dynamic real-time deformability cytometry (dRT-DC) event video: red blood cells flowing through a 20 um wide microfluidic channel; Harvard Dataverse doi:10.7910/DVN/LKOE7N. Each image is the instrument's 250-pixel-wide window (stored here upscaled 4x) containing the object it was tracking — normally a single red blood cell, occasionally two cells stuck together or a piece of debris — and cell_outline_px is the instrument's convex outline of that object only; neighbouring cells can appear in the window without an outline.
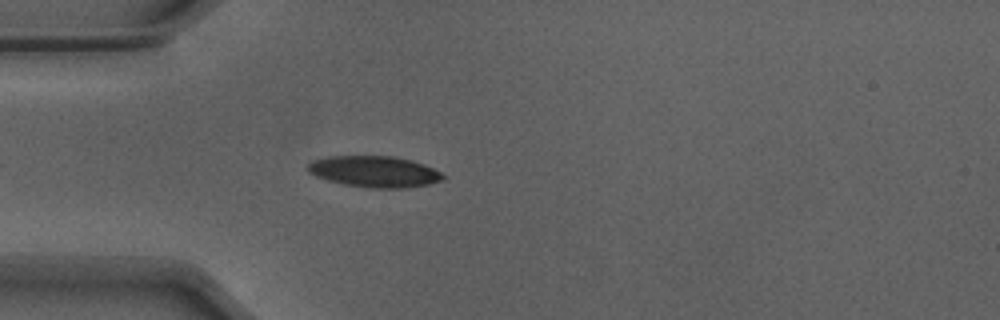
{"species": "Egyptian fruit bat (a non-hibernating species)", "species_latin": "Rousettus aegyptiacus", "temperature_condition": "warm", "stored_images_in_passage": 29, "camera_frame_rate_fps": 3000, "um_per_image_px": 0.085, "animal": {"sex": "male"}, "frame": {"image": 1, "passage_image": 6, "time_ms": 1.667, "image_size_px": [1000, 320], "cell_outline_px": [[448, 176], [444, 180], [428, 184], [408, 188], [368, 188], [344, 184], [328, 180], [316, 176], [308, 172], [308, 164], [312, 160], [328, 156], [392, 156], [412, 160], [424, 164]], "centroid_in_image_um": [31.86, 14.59], "position_along_channel_um": 53.1, "area_um2": 24.74}}
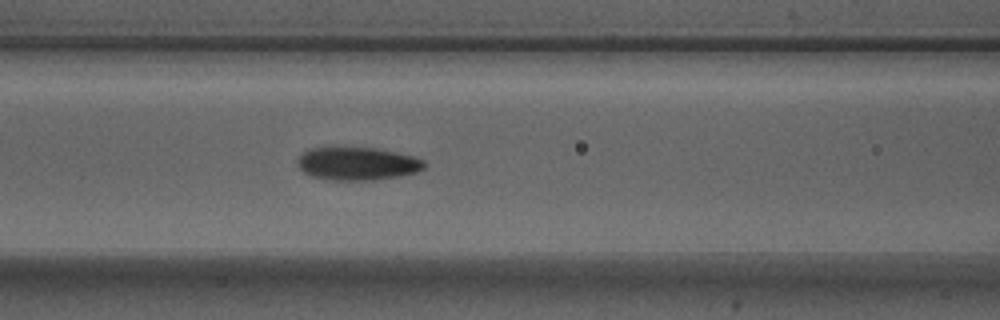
{"frame": {"image": 2, "passage_image": 13, "time_ms": 4.0, "image_size_px": [1000, 320], "cell_outline_px": [[428, 164], [424, 168], [416, 172], [396, 176], [372, 180], [328, 180], [312, 176], [304, 172], [296, 164], [296, 160], [308, 148], [376, 148], [396, 152], [412, 156], [424, 160]], "centroid_in_image_um": [30.37, 13.91], "position_along_channel_um": 136.2, "area_um2": 24.28}}
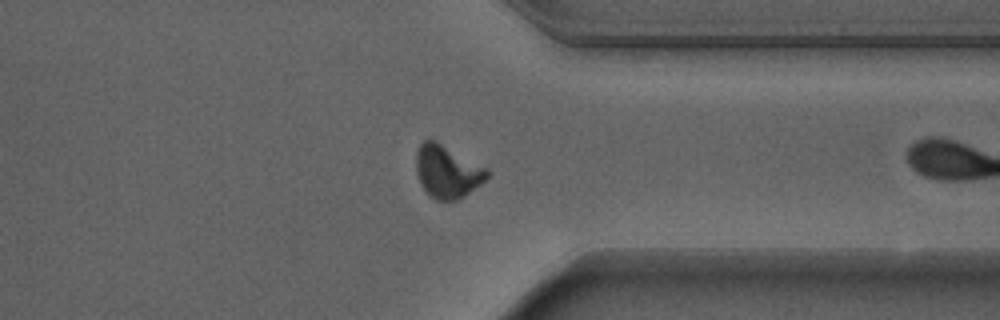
{"frame": {"image": 3, "passage_image": 28, "time_ms": 9.0, "image_size_px": [1000, 320], "cell_outline_px": [[488, 176], [480, 184], [460, 200], [436, 200], [420, 184], [416, 172], [416, 152], [420, 144], [424, 140], [432, 140], [488, 168]], "centroid_in_image_um": [38.01, 14.6], "position_along_channel_um": 373.4, "area_um2": 21.39}}